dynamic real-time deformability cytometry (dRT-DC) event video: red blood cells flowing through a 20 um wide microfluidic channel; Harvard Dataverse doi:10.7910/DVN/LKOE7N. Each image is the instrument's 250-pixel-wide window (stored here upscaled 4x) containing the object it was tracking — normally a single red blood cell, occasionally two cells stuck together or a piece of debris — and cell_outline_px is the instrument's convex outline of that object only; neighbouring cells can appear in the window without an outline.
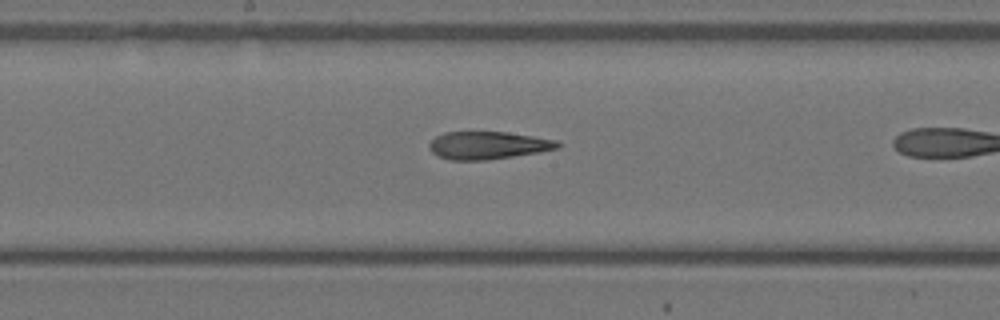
{"species": "Egyptian fruit bat (a non-hibernating species)", "species_latin": "Rousettus aegyptiacus", "temperature_condition": "warm", "stored_images_in_passage": 11, "camera_frame_rate_fps": 3000, "um_per_image_px": 0.085, "animal": {"sex": "female"}, "frame": {"image": 1, "passage_image": 10, "time_ms": 3.0, "image_size_px": [1000, 320], "cell_outline_px": [[560, 148], [540, 152], [488, 160], [448, 160], [432, 152], [428, 148], [428, 144], [436, 136], [444, 132], [508, 132], [556, 140], [560, 144]], "centroid_in_image_um": [41.47, 12.35], "position_along_channel_um": 206.7, "area_um2": 20.75}}